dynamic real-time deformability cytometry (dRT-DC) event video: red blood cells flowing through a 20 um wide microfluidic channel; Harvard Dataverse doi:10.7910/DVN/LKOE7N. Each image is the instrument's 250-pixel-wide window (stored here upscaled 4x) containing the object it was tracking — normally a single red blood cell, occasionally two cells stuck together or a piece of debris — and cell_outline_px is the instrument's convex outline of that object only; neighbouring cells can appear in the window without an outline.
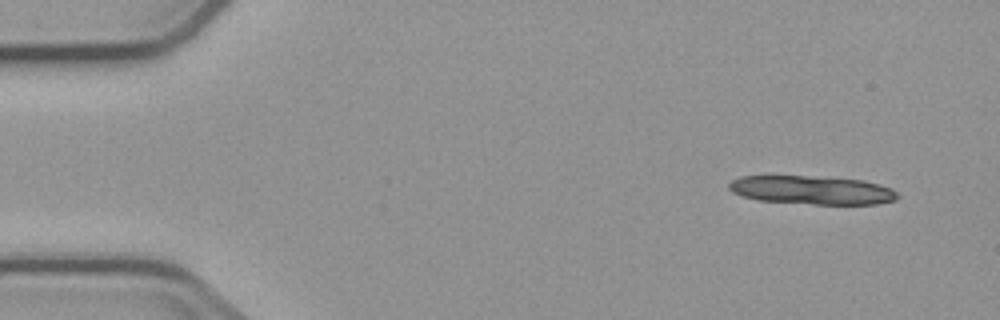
{"species": "common noctule bat (a hibernating species)", "species_latin": "Nyctalus noctula", "temperature_condition": "cold", "stored_images_in_passage": 4, "camera_frame_rate_fps": 3000, "um_per_image_px": 0.085, "animal": {"sex": "male", "body_mass_g": 23.1, "forearm_length_mm": 52.7}, "frame": {"image": 1, "passage_image": 1, "time_ms": 0.0, "image_size_px": [1000, 320], "cell_outline_px": [[900, 196], [896, 200], [880, 204], [812, 204], [760, 200], [744, 196], [732, 192], [728, 188], [728, 184], [732, 180], [740, 176], [804, 176], [860, 180], [892, 188]], "centroid_in_image_um": [69.02, 16.16], "position_along_channel_um": 16.0, "area_um2": 27.8}}